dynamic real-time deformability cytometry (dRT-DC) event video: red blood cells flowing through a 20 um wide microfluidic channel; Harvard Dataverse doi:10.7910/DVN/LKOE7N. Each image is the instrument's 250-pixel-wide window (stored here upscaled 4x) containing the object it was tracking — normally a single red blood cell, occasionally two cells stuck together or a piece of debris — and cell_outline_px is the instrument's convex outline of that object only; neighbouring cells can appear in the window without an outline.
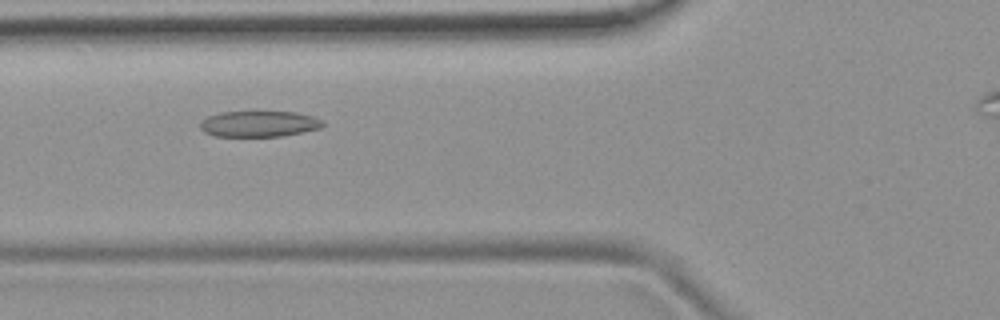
{"species": "common noctule bat (a hibernating species)", "species_latin": "Nyctalus noctula", "temperature_condition": "room temperature", "stored_images_in_passage": 32, "camera_frame_rate_fps": 3000, "um_per_image_px": 0.085, "animal": {"sex": "female", "body_mass_g": 19.9}, "frame": {"image": 1, "passage_image": 5, "time_ms": 1.333, "image_size_px": [1000, 320], "cell_outline_px": [[324, 124], [320, 128], [304, 132], [280, 136], [216, 136], [204, 132], [200, 128], [200, 120], [208, 116], [220, 112], [296, 112], [312, 116], [324, 120]], "centroid_in_image_um": [22.02, 10.53], "position_along_channel_um": 103.8, "area_um2": 18.55}}
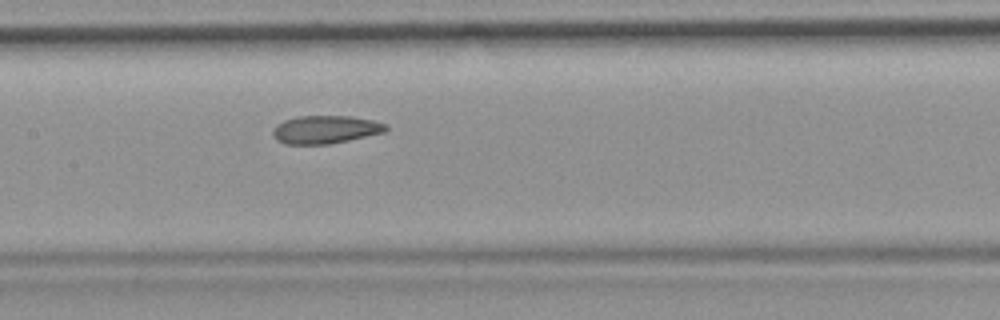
{"frame": {"image": 2, "passage_image": 11, "time_ms": 3.333, "image_size_px": [1000, 320], "cell_outline_px": [[388, 128], [384, 132], [348, 140], [328, 144], [284, 144], [276, 140], [272, 132], [272, 128], [276, 124], [284, 120], [296, 116], [352, 116], [372, 120], [388, 124]], "centroid_in_image_um": [27.63, 11.0], "position_along_channel_um": 179.8, "area_um2": 18.55}}
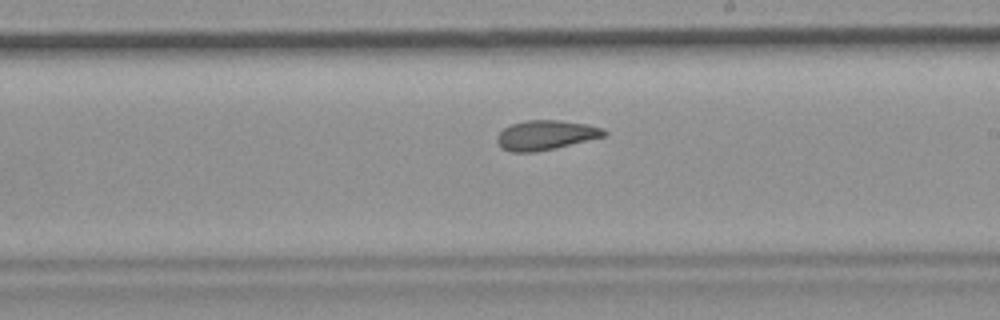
{"frame": {"image": 3, "passage_image": 16, "time_ms": 5.0, "image_size_px": [1000, 320], "cell_outline_px": [[608, 132], [604, 136], [556, 148], [536, 152], [512, 152], [500, 148], [496, 140], [496, 136], [504, 128], [512, 124], [524, 120], [560, 120], [588, 124], [604, 128]], "centroid_in_image_um": [46.37, 11.48], "position_along_channel_um": 242.6, "area_um2": 18.61}, "authors_computed_cell_mechanics": {"area_um2": 18.6983, "velocity_mm_per_s": 3.7944, "shape_relaxation_time_tau1_ms": null, "shape_relaxation_time_tau2_ms": 2.9452, "deformation_change_tau1": null, "deformation_change_tau2": 0.0915}}